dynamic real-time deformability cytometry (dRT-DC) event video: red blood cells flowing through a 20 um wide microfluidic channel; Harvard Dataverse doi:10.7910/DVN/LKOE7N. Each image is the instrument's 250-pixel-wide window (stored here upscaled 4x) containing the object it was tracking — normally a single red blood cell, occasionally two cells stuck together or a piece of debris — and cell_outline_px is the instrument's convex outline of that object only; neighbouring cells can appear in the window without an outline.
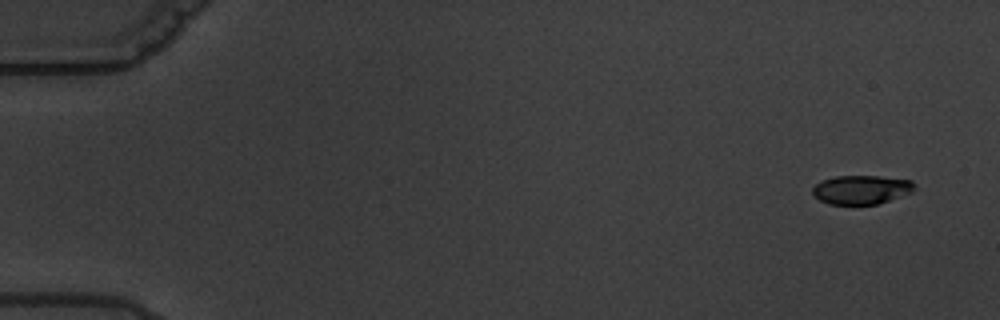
{"species": "common noctule bat (a hibernating species)", "species_latin": "Nyctalus noctula", "temperature_condition": "warm", "stored_images_in_passage": 5, "camera_frame_rate_fps": 3000, "um_per_image_px": 0.085, "animal": {"sex": "male", "body_mass_g": 19.5, "forearm_length_mm": 54.6}, "frame": {"image": 1, "passage_image": 1, "time_ms": 0.0, "image_size_px": [1000, 320], "cell_outline_px": [[916, 184], [912, 192], [876, 204], [828, 204], [820, 200], [812, 192], [812, 188], [820, 180], [836, 176], [880, 176], [912, 180]], "centroid_in_image_um": [73.21, 16.1], "position_along_channel_um": 11.8, "area_um2": 17.11}}
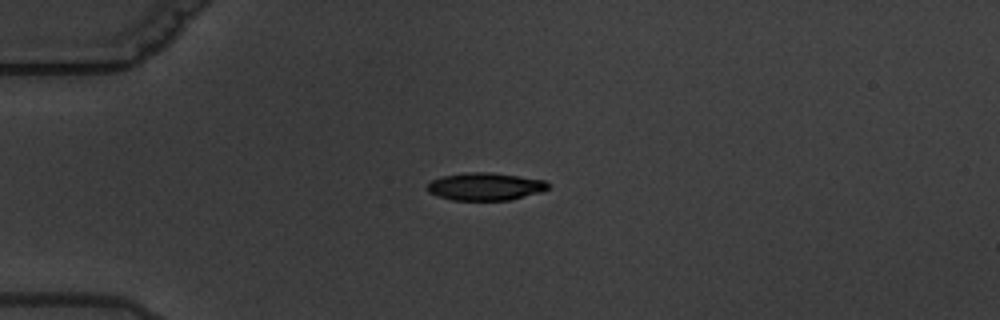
{"frame": {"image": 2, "passage_image": 4, "time_ms": 4.333, "image_size_px": [1000, 320], "cell_outline_px": [[548, 188], [540, 192], [512, 200], [452, 200], [436, 196], [428, 192], [428, 184], [432, 180], [444, 176], [464, 172], [492, 172], [544, 180], [548, 184]], "centroid_in_image_um": [41.23, 15.86], "position_along_channel_um": 43.8, "area_um2": 19.42}}